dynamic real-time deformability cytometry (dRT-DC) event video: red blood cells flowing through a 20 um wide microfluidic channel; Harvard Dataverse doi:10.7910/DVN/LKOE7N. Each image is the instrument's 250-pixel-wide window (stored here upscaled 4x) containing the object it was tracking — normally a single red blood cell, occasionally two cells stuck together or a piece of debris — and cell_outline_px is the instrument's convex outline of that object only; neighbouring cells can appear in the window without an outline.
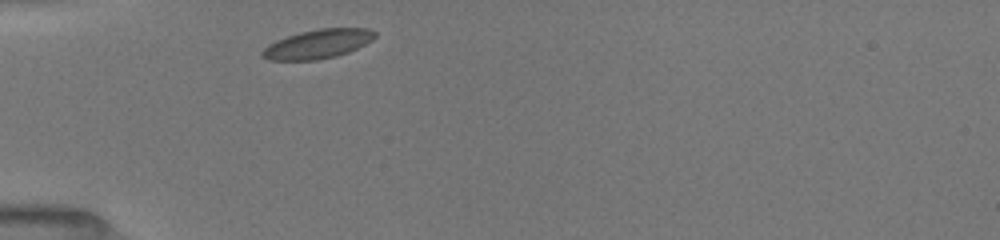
{"species": "common noctule bat (a hibernating species)", "species_latin": "Nyctalus noctula", "temperature_condition": "room temperature", "stored_images_in_passage": 4, "camera_frame_rate_fps": 3000, "um_per_image_px": 0.085, "animal": {"sex": "female", "body_mass_g": 19.5, "forearm_length_mm": 54.1}, "frame": {"image": 1, "passage_image": 1, "time_ms": 0.0, "image_size_px": [1000, 240], "cell_outline_px": [[376, 36], [372, 40], [348, 52], [336, 56], [316, 60], [268, 60], [260, 56], [260, 52], [268, 44], [276, 40], [300, 32], [320, 28], [368, 28], [376, 32]], "centroid_in_image_um": [26.99, 3.74], "position_along_channel_um": 58.0, "area_um2": 19.07}}
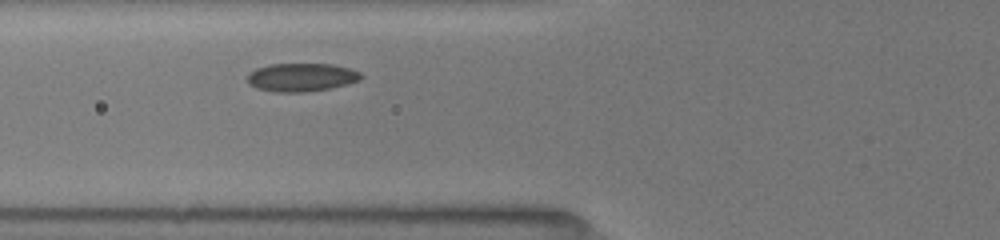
{"frame": {"image": 2, "passage_image": 4, "time_ms": 1.333, "image_size_px": [1000, 240], "cell_outline_px": [[364, 76], [360, 80], [348, 84], [332, 88], [304, 92], [276, 92], [256, 88], [248, 84], [248, 72], [256, 68], [272, 64], [332, 64], [352, 68], [360, 72]], "centroid_in_image_um": [25.65, 6.57], "position_along_channel_um": 100.1, "area_um2": 18.96}}